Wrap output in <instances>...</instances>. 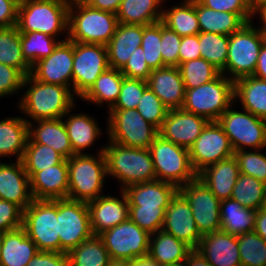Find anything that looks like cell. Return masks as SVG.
I'll list each match as a JSON object with an SVG mask.
<instances>
[{
  "mask_svg": "<svg viewBox=\"0 0 266 266\" xmlns=\"http://www.w3.org/2000/svg\"><path fill=\"white\" fill-rule=\"evenodd\" d=\"M22 87L27 90L20 97L17 106L33 122L62 118L76 107L75 95L69 87L39 82L30 74L24 77Z\"/></svg>",
  "mask_w": 266,
  "mask_h": 266,
  "instance_id": "obj_1",
  "label": "cell"
},
{
  "mask_svg": "<svg viewBox=\"0 0 266 266\" xmlns=\"http://www.w3.org/2000/svg\"><path fill=\"white\" fill-rule=\"evenodd\" d=\"M104 146L107 177L117 179L120 190L126 187L156 180L151 152L148 149L123 146L107 142Z\"/></svg>",
  "mask_w": 266,
  "mask_h": 266,
  "instance_id": "obj_2",
  "label": "cell"
},
{
  "mask_svg": "<svg viewBox=\"0 0 266 266\" xmlns=\"http://www.w3.org/2000/svg\"><path fill=\"white\" fill-rule=\"evenodd\" d=\"M117 25L114 13L92 8L86 2L70 3L66 37L72 42L107 45Z\"/></svg>",
  "mask_w": 266,
  "mask_h": 266,
  "instance_id": "obj_3",
  "label": "cell"
},
{
  "mask_svg": "<svg viewBox=\"0 0 266 266\" xmlns=\"http://www.w3.org/2000/svg\"><path fill=\"white\" fill-rule=\"evenodd\" d=\"M92 153L74 155L67 159L68 165V197L74 201L90 202L102 196L107 177L104 146ZM91 154V155H90Z\"/></svg>",
  "mask_w": 266,
  "mask_h": 266,
  "instance_id": "obj_4",
  "label": "cell"
},
{
  "mask_svg": "<svg viewBox=\"0 0 266 266\" xmlns=\"http://www.w3.org/2000/svg\"><path fill=\"white\" fill-rule=\"evenodd\" d=\"M68 0H20L17 24L19 32H40L52 37L68 33Z\"/></svg>",
  "mask_w": 266,
  "mask_h": 266,
  "instance_id": "obj_5",
  "label": "cell"
},
{
  "mask_svg": "<svg viewBox=\"0 0 266 266\" xmlns=\"http://www.w3.org/2000/svg\"><path fill=\"white\" fill-rule=\"evenodd\" d=\"M185 90L182 109L208 121H217L235 103L234 81L223 73L197 88Z\"/></svg>",
  "mask_w": 266,
  "mask_h": 266,
  "instance_id": "obj_6",
  "label": "cell"
},
{
  "mask_svg": "<svg viewBox=\"0 0 266 266\" xmlns=\"http://www.w3.org/2000/svg\"><path fill=\"white\" fill-rule=\"evenodd\" d=\"M149 150L156 180L168 182L179 189L197 178L190 161L189 149L175 145L158 135Z\"/></svg>",
  "mask_w": 266,
  "mask_h": 266,
  "instance_id": "obj_7",
  "label": "cell"
},
{
  "mask_svg": "<svg viewBox=\"0 0 266 266\" xmlns=\"http://www.w3.org/2000/svg\"><path fill=\"white\" fill-rule=\"evenodd\" d=\"M253 22L246 23L239 31L229 35L225 76L235 81L253 75L265 36ZM227 73V74H226Z\"/></svg>",
  "mask_w": 266,
  "mask_h": 266,
  "instance_id": "obj_8",
  "label": "cell"
},
{
  "mask_svg": "<svg viewBox=\"0 0 266 266\" xmlns=\"http://www.w3.org/2000/svg\"><path fill=\"white\" fill-rule=\"evenodd\" d=\"M107 117L108 140L127 147L148 149L159 135L137 109H110Z\"/></svg>",
  "mask_w": 266,
  "mask_h": 266,
  "instance_id": "obj_9",
  "label": "cell"
},
{
  "mask_svg": "<svg viewBox=\"0 0 266 266\" xmlns=\"http://www.w3.org/2000/svg\"><path fill=\"white\" fill-rule=\"evenodd\" d=\"M22 227L39 251L60 252L57 199L33 200L23 210Z\"/></svg>",
  "mask_w": 266,
  "mask_h": 266,
  "instance_id": "obj_10",
  "label": "cell"
},
{
  "mask_svg": "<svg viewBox=\"0 0 266 266\" xmlns=\"http://www.w3.org/2000/svg\"><path fill=\"white\" fill-rule=\"evenodd\" d=\"M232 104L217 120L235 151L266 147V120L249 111L233 110Z\"/></svg>",
  "mask_w": 266,
  "mask_h": 266,
  "instance_id": "obj_11",
  "label": "cell"
},
{
  "mask_svg": "<svg viewBox=\"0 0 266 266\" xmlns=\"http://www.w3.org/2000/svg\"><path fill=\"white\" fill-rule=\"evenodd\" d=\"M109 68L106 45L73 42L72 92L81 98Z\"/></svg>",
  "mask_w": 266,
  "mask_h": 266,
  "instance_id": "obj_12",
  "label": "cell"
},
{
  "mask_svg": "<svg viewBox=\"0 0 266 266\" xmlns=\"http://www.w3.org/2000/svg\"><path fill=\"white\" fill-rule=\"evenodd\" d=\"M60 252L68 253L93 236L86 202L57 199Z\"/></svg>",
  "mask_w": 266,
  "mask_h": 266,
  "instance_id": "obj_13",
  "label": "cell"
},
{
  "mask_svg": "<svg viewBox=\"0 0 266 266\" xmlns=\"http://www.w3.org/2000/svg\"><path fill=\"white\" fill-rule=\"evenodd\" d=\"M150 235L130 219L99 235L111 259L132 260L148 255Z\"/></svg>",
  "mask_w": 266,
  "mask_h": 266,
  "instance_id": "obj_14",
  "label": "cell"
},
{
  "mask_svg": "<svg viewBox=\"0 0 266 266\" xmlns=\"http://www.w3.org/2000/svg\"><path fill=\"white\" fill-rule=\"evenodd\" d=\"M179 192L189 202L198 231L202 236L221 230V201L199 178L184 184L179 188Z\"/></svg>",
  "mask_w": 266,
  "mask_h": 266,
  "instance_id": "obj_15",
  "label": "cell"
},
{
  "mask_svg": "<svg viewBox=\"0 0 266 266\" xmlns=\"http://www.w3.org/2000/svg\"><path fill=\"white\" fill-rule=\"evenodd\" d=\"M193 169L198 174L206 167L234 156L229 138L217 121H209L189 148Z\"/></svg>",
  "mask_w": 266,
  "mask_h": 266,
  "instance_id": "obj_16",
  "label": "cell"
},
{
  "mask_svg": "<svg viewBox=\"0 0 266 266\" xmlns=\"http://www.w3.org/2000/svg\"><path fill=\"white\" fill-rule=\"evenodd\" d=\"M73 42L60 41L53 52L31 66L30 75L39 82L69 87L72 90Z\"/></svg>",
  "mask_w": 266,
  "mask_h": 266,
  "instance_id": "obj_17",
  "label": "cell"
},
{
  "mask_svg": "<svg viewBox=\"0 0 266 266\" xmlns=\"http://www.w3.org/2000/svg\"><path fill=\"white\" fill-rule=\"evenodd\" d=\"M162 230L183 241L191 249H197L202 235L199 233L192 209L178 191L166 209Z\"/></svg>",
  "mask_w": 266,
  "mask_h": 266,
  "instance_id": "obj_18",
  "label": "cell"
},
{
  "mask_svg": "<svg viewBox=\"0 0 266 266\" xmlns=\"http://www.w3.org/2000/svg\"><path fill=\"white\" fill-rule=\"evenodd\" d=\"M208 122L204 117L182 108L170 109L158 132L163 139L189 149Z\"/></svg>",
  "mask_w": 266,
  "mask_h": 266,
  "instance_id": "obj_19",
  "label": "cell"
},
{
  "mask_svg": "<svg viewBox=\"0 0 266 266\" xmlns=\"http://www.w3.org/2000/svg\"><path fill=\"white\" fill-rule=\"evenodd\" d=\"M120 191L121 198L107 194L87 202L93 235L99 236L129 219V202L124 191Z\"/></svg>",
  "mask_w": 266,
  "mask_h": 266,
  "instance_id": "obj_20",
  "label": "cell"
},
{
  "mask_svg": "<svg viewBox=\"0 0 266 266\" xmlns=\"http://www.w3.org/2000/svg\"><path fill=\"white\" fill-rule=\"evenodd\" d=\"M8 163L0 161V200L13 202L25 210L34 200L30 190V177L22 160Z\"/></svg>",
  "mask_w": 266,
  "mask_h": 266,
  "instance_id": "obj_21",
  "label": "cell"
},
{
  "mask_svg": "<svg viewBox=\"0 0 266 266\" xmlns=\"http://www.w3.org/2000/svg\"><path fill=\"white\" fill-rule=\"evenodd\" d=\"M197 250L211 266H242L237 236L222 230L202 236Z\"/></svg>",
  "mask_w": 266,
  "mask_h": 266,
  "instance_id": "obj_22",
  "label": "cell"
},
{
  "mask_svg": "<svg viewBox=\"0 0 266 266\" xmlns=\"http://www.w3.org/2000/svg\"><path fill=\"white\" fill-rule=\"evenodd\" d=\"M68 187L67 159L51 168L37 171L30 178V190L34 200L67 199Z\"/></svg>",
  "mask_w": 266,
  "mask_h": 266,
  "instance_id": "obj_23",
  "label": "cell"
},
{
  "mask_svg": "<svg viewBox=\"0 0 266 266\" xmlns=\"http://www.w3.org/2000/svg\"><path fill=\"white\" fill-rule=\"evenodd\" d=\"M147 83L169 110L182 108L186 90L178 67L152 70Z\"/></svg>",
  "mask_w": 266,
  "mask_h": 266,
  "instance_id": "obj_24",
  "label": "cell"
},
{
  "mask_svg": "<svg viewBox=\"0 0 266 266\" xmlns=\"http://www.w3.org/2000/svg\"><path fill=\"white\" fill-rule=\"evenodd\" d=\"M129 206L142 208H167L179 189L168 182L154 180L137 183L123 189Z\"/></svg>",
  "mask_w": 266,
  "mask_h": 266,
  "instance_id": "obj_25",
  "label": "cell"
},
{
  "mask_svg": "<svg viewBox=\"0 0 266 266\" xmlns=\"http://www.w3.org/2000/svg\"><path fill=\"white\" fill-rule=\"evenodd\" d=\"M239 175L237 160L232 156L206 167L197 174V178L221 201L232 197Z\"/></svg>",
  "mask_w": 266,
  "mask_h": 266,
  "instance_id": "obj_26",
  "label": "cell"
},
{
  "mask_svg": "<svg viewBox=\"0 0 266 266\" xmlns=\"http://www.w3.org/2000/svg\"><path fill=\"white\" fill-rule=\"evenodd\" d=\"M29 125V138L34 143L50 146L65 159L74 156L66 126L62 118L34 121L26 118ZM33 125V126H32Z\"/></svg>",
  "mask_w": 266,
  "mask_h": 266,
  "instance_id": "obj_27",
  "label": "cell"
},
{
  "mask_svg": "<svg viewBox=\"0 0 266 266\" xmlns=\"http://www.w3.org/2000/svg\"><path fill=\"white\" fill-rule=\"evenodd\" d=\"M143 26L118 23L107 46L110 68L121 70L136 48L141 46Z\"/></svg>",
  "mask_w": 266,
  "mask_h": 266,
  "instance_id": "obj_28",
  "label": "cell"
},
{
  "mask_svg": "<svg viewBox=\"0 0 266 266\" xmlns=\"http://www.w3.org/2000/svg\"><path fill=\"white\" fill-rule=\"evenodd\" d=\"M23 227L1 234L0 266H27L38 252Z\"/></svg>",
  "mask_w": 266,
  "mask_h": 266,
  "instance_id": "obj_29",
  "label": "cell"
},
{
  "mask_svg": "<svg viewBox=\"0 0 266 266\" xmlns=\"http://www.w3.org/2000/svg\"><path fill=\"white\" fill-rule=\"evenodd\" d=\"M69 110L62 119L69 136L74 155L88 154L85 149L93 146L96 139L102 134V129L96 120L87 113L71 114ZM70 114V115H69ZM67 117V118H66ZM101 129V130H100Z\"/></svg>",
  "mask_w": 266,
  "mask_h": 266,
  "instance_id": "obj_30",
  "label": "cell"
},
{
  "mask_svg": "<svg viewBox=\"0 0 266 266\" xmlns=\"http://www.w3.org/2000/svg\"><path fill=\"white\" fill-rule=\"evenodd\" d=\"M28 138L29 125L25 117L12 116L0 120V157L16 156V160H22Z\"/></svg>",
  "mask_w": 266,
  "mask_h": 266,
  "instance_id": "obj_31",
  "label": "cell"
},
{
  "mask_svg": "<svg viewBox=\"0 0 266 266\" xmlns=\"http://www.w3.org/2000/svg\"><path fill=\"white\" fill-rule=\"evenodd\" d=\"M234 100H240L242 109L266 120V81L253 75L234 81Z\"/></svg>",
  "mask_w": 266,
  "mask_h": 266,
  "instance_id": "obj_32",
  "label": "cell"
},
{
  "mask_svg": "<svg viewBox=\"0 0 266 266\" xmlns=\"http://www.w3.org/2000/svg\"><path fill=\"white\" fill-rule=\"evenodd\" d=\"M164 0H122L117 12L118 23L150 25L162 20ZM161 5V6H160Z\"/></svg>",
  "mask_w": 266,
  "mask_h": 266,
  "instance_id": "obj_33",
  "label": "cell"
},
{
  "mask_svg": "<svg viewBox=\"0 0 266 266\" xmlns=\"http://www.w3.org/2000/svg\"><path fill=\"white\" fill-rule=\"evenodd\" d=\"M191 250L183 241L162 229L150 235L148 255L159 264L184 263Z\"/></svg>",
  "mask_w": 266,
  "mask_h": 266,
  "instance_id": "obj_34",
  "label": "cell"
},
{
  "mask_svg": "<svg viewBox=\"0 0 266 266\" xmlns=\"http://www.w3.org/2000/svg\"><path fill=\"white\" fill-rule=\"evenodd\" d=\"M256 211L244 207L232 198L221 200V230L231 235H241L254 231Z\"/></svg>",
  "mask_w": 266,
  "mask_h": 266,
  "instance_id": "obj_35",
  "label": "cell"
},
{
  "mask_svg": "<svg viewBox=\"0 0 266 266\" xmlns=\"http://www.w3.org/2000/svg\"><path fill=\"white\" fill-rule=\"evenodd\" d=\"M196 14L200 32L231 35L248 23L241 15L225 11H215L196 0Z\"/></svg>",
  "mask_w": 266,
  "mask_h": 266,
  "instance_id": "obj_36",
  "label": "cell"
},
{
  "mask_svg": "<svg viewBox=\"0 0 266 266\" xmlns=\"http://www.w3.org/2000/svg\"><path fill=\"white\" fill-rule=\"evenodd\" d=\"M123 77L120 70L109 67L80 99L98 106L105 103L110 110L118 100Z\"/></svg>",
  "mask_w": 266,
  "mask_h": 266,
  "instance_id": "obj_37",
  "label": "cell"
},
{
  "mask_svg": "<svg viewBox=\"0 0 266 266\" xmlns=\"http://www.w3.org/2000/svg\"><path fill=\"white\" fill-rule=\"evenodd\" d=\"M169 9V10H168ZM164 9L162 22L181 37L200 33L196 14V0H184L183 3Z\"/></svg>",
  "mask_w": 266,
  "mask_h": 266,
  "instance_id": "obj_38",
  "label": "cell"
},
{
  "mask_svg": "<svg viewBox=\"0 0 266 266\" xmlns=\"http://www.w3.org/2000/svg\"><path fill=\"white\" fill-rule=\"evenodd\" d=\"M0 63L18 69L24 76L31 72L22 54L21 32L16 25L0 29Z\"/></svg>",
  "mask_w": 266,
  "mask_h": 266,
  "instance_id": "obj_39",
  "label": "cell"
},
{
  "mask_svg": "<svg viewBox=\"0 0 266 266\" xmlns=\"http://www.w3.org/2000/svg\"><path fill=\"white\" fill-rule=\"evenodd\" d=\"M69 266H108L111 260L102 239L93 235L68 253Z\"/></svg>",
  "mask_w": 266,
  "mask_h": 266,
  "instance_id": "obj_40",
  "label": "cell"
},
{
  "mask_svg": "<svg viewBox=\"0 0 266 266\" xmlns=\"http://www.w3.org/2000/svg\"><path fill=\"white\" fill-rule=\"evenodd\" d=\"M65 158L50 146L34 143L30 138L25 148L22 162L28 176L31 178L37 171L60 164Z\"/></svg>",
  "mask_w": 266,
  "mask_h": 266,
  "instance_id": "obj_41",
  "label": "cell"
},
{
  "mask_svg": "<svg viewBox=\"0 0 266 266\" xmlns=\"http://www.w3.org/2000/svg\"><path fill=\"white\" fill-rule=\"evenodd\" d=\"M229 47V36L213 32L199 33V49L201 58L215 66L225 75Z\"/></svg>",
  "mask_w": 266,
  "mask_h": 266,
  "instance_id": "obj_42",
  "label": "cell"
},
{
  "mask_svg": "<svg viewBox=\"0 0 266 266\" xmlns=\"http://www.w3.org/2000/svg\"><path fill=\"white\" fill-rule=\"evenodd\" d=\"M50 35L36 32H21L22 54L26 62L32 66L38 60L49 56L60 41Z\"/></svg>",
  "mask_w": 266,
  "mask_h": 266,
  "instance_id": "obj_43",
  "label": "cell"
},
{
  "mask_svg": "<svg viewBox=\"0 0 266 266\" xmlns=\"http://www.w3.org/2000/svg\"><path fill=\"white\" fill-rule=\"evenodd\" d=\"M266 184L255 177L239 175L232 190V199L255 211L262 208Z\"/></svg>",
  "mask_w": 266,
  "mask_h": 266,
  "instance_id": "obj_44",
  "label": "cell"
},
{
  "mask_svg": "<svg viewBox=\"0 0 266 266\" xmlns=\"http://www.w3.org/2000/svg\"><path fill=\"white\" fill-rule=\"evenodd\" d=\"M185 89H194L216 79L220 74L215 66L203 58L189 60L178 66Z\"/></svg>",
  "mask_w": 266,
  "mask_h": 266,
  "instance_id": "obj_45",
  "label": "cell"
},
{
  "mask_svg": "<svg viewBox=\"0 0 266 266\" xmlns=\"http://www.w3.org/2000/svg\"><path fill=\"white\" fill-rule=\"evenodd\" d=\"M242 266H266V240L255 231L237 236Z\"/></svg>",
  "mask_w": 266,
  "mask_h": 266,
  "instance_id": "obj_46",
  "label": "cell"
},
{
  "mask_svg": "<svg viewBox=\"0 0 266 266\" xmlns=\"http://www.w3.org/2000/svg\"><path fill=\"white\" fill-rule=\"evenodd\" d=\"M141 47L145 61L151 70L163 68L161 55V21L143 26Z\"/></svg>",
  "mask_w": 266,
  "mask_h": 266,
  "instance_id": "obj_47",
  "label": "cell"
},
{
  "mask_svg": "<svg viewBox=\"0 0 266 266\" xmlns=\"http://www.w3.org/2000/svg\"><path fill=\"white\" fill-rule=\"evenodd\" d=\"M262 151L263 149L237 150L234 157L241 174L255 177L266 184V154Z\"/></svg>",
  "mask_w": 266,
  "mask_h": 266,
  "instance_id": "obj_48",
  "label": "cell"
},
{
  "mask_svg": "<svg viewBox=\"0 0 266 266\" xmlns=\"http://www.w3.org/2000/svg\"><path fill=\"white\" fill-rule=\"evenodd\" d=\"M136 109L148 123L158 130L169 110L149 87L144 91Z\"/></svg>",
  "mask_w": 266,
  "mask_h": 266,
  "instance_id": "obj_49",
  "label": "cell"
},
{
  "mask_svg": "<svg viewBox=\"0 0 266 266\" xmlns=\"http://www.w3.org/2000/svg\"><path fill=\"white\" fill-rule=\"evenodd\" d=\"M167 208H142L129 206V219L149 234L162 229Z\"/></svg>",
  "mask_w": 266,
  "mask_h": 266,
  "instance_id": "obj_50",
  "label": "cell"
},
{
  "mask_svg": "<svg viewBox=\"0 0 266 266\" xmlns=\"http://www.w3.org/2000/svg\"><path fill=\"white\" fill-rule=\"evenodd\" d=\"M147 88L145 80L123 77L118 100L111 109H136Z\"/></svg>",
  "mask_w": 266,
  "mask_h": 266,
  "instance_id": "obj_51",
  "label": "cell"
},
{
  "mask_svg": "<svg viewBox=\"0 0 266 266\" xmlns=\"http://www.w3.org/2000/svg\"><path fill=\"white\" fill-rule=\"evenodd\" d=\"M182 37L175 31L169 29L161 21V55L163 58V67L179 66V48Z\"/></svg>",
  "mask_w": 266,
  "mask_h": 266,
  "instance_id": "obj_52",
  "label": "cell"
},
{
  "mask_svg": "<svg viewBox=\"0 0 266 266\" xmlns=\"http://www.w3.org/2000/svg\"><path fill=\"white\" fill-rule=\"evenodd\" d=\"M203 6L215 11H225L241 15L252 22L251 0H198Z\"/></svg>",
  "mask_w": 266,
  "mask_h": 266,
  "instance_id": "obj_53",
  "label": "cell"
},
{
  "mask_svg": "<svg viewBox=\"0 0 266 266\" xmlns=\"http://www.w3.org/2000/svg\"><path fill=\"white\" fill-rule=\"evenodd\" d=\"M24 75L16 68L0 63V99L17 94L22 87Z\"/></svg>",
  "mask_w": 266,
  "mask_h": 266,
  "instance_id": "obj_54",
  "label": "cell"
},
{
  "mask_svg": "<svg viewBox=\"0 0 266 266\" xmlns=\"http://www.w3.org/2000/svg\"><path fill=\"white\" fill-rule=\"evenodd\" d=\"M120 72L127 78L148 80L152 70L145 61L144 51L141 46L135 49Z\"/></svg>",
  "mask_w": 266,
  "mask_h": 266,
  "instance_id": "obj_55",
  "label": "cell"
},
{
  "mask_svg": "<svg viewBox=\"0 0 266 266\" xmlns=\"http://www.w3.org/2000/svg\"><path fill=\"white\" fill-rule=\"evenodd\" d=\"M23 210L13 202L0 200V233L22 227Z\"/></svg>",
  "mask_w": 266,
  "mask_h": 266,
  "instance_id": "obj_56",
  "label": "cell"
},
{
  "mask_svg": "<svg viewBox=\"0 0 266 266\" xmlns=\"http://www.w3.org/2000/svg\"><path fill=\"white\" fill-rule=\"evenodd\" d=\"M27 266H69L67 253L38 251Z\"/></svg>",
  "mask_w": 266,
  "mask_h": 266,
  "instance_id": "obj_57",
  "label": "cell"
},
{
  "mask_svg": "<svg viewBox=\"0 0 266 266\" xmlns=\"http://www.w3.org/2000/svg\"><path fill=\"white\" fill-rule=\"evenodd\" d=\"M201 58L199 34L182 37L179 48V65L189 60Z\"/></svg>",
  "mask_w": 266,
  "mask_h": 266,
  "instance_id": "obj_58",
  "label": "cell"
},
{
  "mask_svg": "<svg viewBox=\"0 0 266 266\" xmlns=\"http://www.w3.org/2000/svg\"><path fill=\"white\" fill-rule=\"evenodd\" d=\"M19 2L20 0H0V29L17 24Z\"/></svg>",
  "mask_w": 266,
  "mask_h": 266,
  "instance_id": "obj_59",
  "label": "cell"
},
{
  "mask_svg": "<svg viewBox=\"0 0 266 266\" xmlns=\"http://www.w3.org/2000/svg\"><path fill=\"white\" fill-rule=\"evenodd\" d=\"M122 0H87L92 8L117 14Z\"/></svg>",
  "mask_w": 266,
  "mask_h": 266,
  "instance_id": "obj_60",
  "label": "cell"
},
{
  "mask_svg": "<svg viewBox=\"0 0 266 266\" xmlns=\"http://www.w3.org/2000/svg\"><path fill=\"white\" fill-rule=\"evenodd\" d=\"M184 266H211L207 259L197 250L192 249L186 256Z\"/></svg>",
  "mask_w": 266,
  "mask_h": 266,
  "instance_id": "obj_61",
  "label": "cell"
},
{
  "mask_svg": "<svg viewBox=\"0 0 266 266\" xmlns=\"http://www.w3.org/2000/svg\"><path fill=\"white\" fill-rule=\"evenodd\" d=\"M253 76L266 81V41L263 43Z\"/></svg>",
  "mask_w": 266,
  "mask_h": 266,
  "instance_id": "obj_62",
  "label": "cell"
},
{
  "mask_svg": "<svg viewBox=\"0 0 266 266\" xmlns=\"http://www.w3.org/2000/svg\"><path fill=\"white\" fill-rule=\"evenodd\" d=\"M254 231L266 240V211L263 209L256 211Z\"/></svg>",
  "mask_w": 266,
  "mask_h": 266,
  "instance_id": "obj_63",
  "label": "cell"
},
{
  "mask_svg": "<svg viewBox=\"0 0 266 266\" xmlns=\"http://www.w3.org/2000/svg\"><path fill=\"white\" fill-rule=\"evenodd\" d=\"M259 16L260 24L257 28L266 38V6L257 8L252 13V19L255 18V16ZM261 25V27H260Z\"/></svg>",
  "mask_w": 266,
  "mask_h": 266,
  "instance_id": "obj_64",
  "label": "cell"
},
{
  "mask_svg": "<svg viewBox=\"0 0 266 266\" xmlns=\"http://www.w3.org/2000/svg\"><path fill=\"white\" fill-rule=\"evenodd\" d=\"M131 266H159V263L149 255H146L132 259Z\"/></svg>",
  "mask_w": 266,
  "mask_h": 266,
  "instance_id": "obj_65",
  "label": "cell"
},
{
  "mask_svg": "<svg viewBox=\"0 0 266 266\" xmlns=\"http://www.w3.org/2000/svg\"><path fill=\"white\" fill-rule=\"evenodd\" d=\"M108 266H131V260L111 259Z\"/></svg>",
  "mask_w": 266,
  "mask_h": 266,
  "instance_id": "obj_66",
  "label": "cell"
},
{
  "mask_svg": "<svg viewBox=\"0 0 266 266\" xmlns=\"http://www.w3.org/2000/svg\"><path fill=\"white\" fill-rule=\"evenodd\" d=\"M266 6V0H251L252 13L259 7Z\"/></svg>",
  "mask_w": 266,
  "mask_h": 266,
  "instance_id": "obj_67",
  "label": "cell"
},
{
  "mask_svg": "<svg viewBox=\"0 0 266 266\" xmlns=\"http://www.w3.org/2000/svg\"><path fill=\"white\" fill-rule=\"evenodd\" d=\"M159 266H184L183 263L180 264H159Z\"/></svg>",
  "mask_w": 266,
  "mask_h": 266,
  "instance_id": "obj_68",
  "label": "cell"
},
{
  "mask_svg": "<svg viewBox=\"0 0 266 266\" xmlns=\"http://www.w3.org/2000/svg\"><path fill=\"white\" fill-rule=\"evenodd\" d=\"M261 209L266 211V191H265V196H264L263 205Z\"/></svg>",
  "mask_w": 266,
  "mask_h": 266,
  "instance_id": "obj_69",
  "label": "cell"
},
{
  "mask_svg": "<svg viewBox=\"0 0 266 266\" xmlns=\"http://www.w3.org/2000/svg\"><path fill=\"white\" fill-rule=\"evenodd\" d=\"M69 3H79V2H86L87 0H68Z\"/></svg>",
  "mask_w": 266,
  "mask_h": 266,
  "instance_id": "obj_70",
  "label": "cell"
},
{
  "mask_svg": "<svg viewBox=\"0 0 266 266\" xmlns=\"http://www.w3.org/2000/svg\"><path fill=\"white\" fill-rule=\"evenodd\" d=\"M0 251H1V233H0Z\"/></svg>",
  "mask_w": 266,
  "mask_h": 266,
  "instance_id": "obj_71",
  "label": "cell"
}]
</instances>
